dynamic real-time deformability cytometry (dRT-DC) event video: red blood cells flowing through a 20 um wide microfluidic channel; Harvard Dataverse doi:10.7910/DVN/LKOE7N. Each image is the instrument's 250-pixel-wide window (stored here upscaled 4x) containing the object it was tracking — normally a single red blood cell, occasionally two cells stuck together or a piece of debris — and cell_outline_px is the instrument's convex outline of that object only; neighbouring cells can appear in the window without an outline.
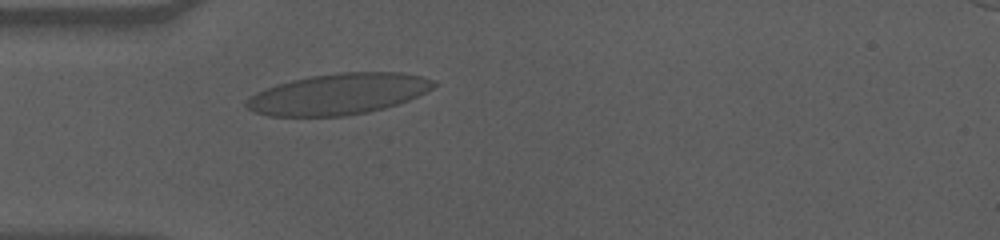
{"species": "human", "species_latin": "Homo sapiens", "temperature_condition": "cold", "stored_images_in_passage": 45, "camera_frame_rate_fps": 3000, "um_per_image_px": 0.085, "donor": {"sex": "male"}, "frame": {"image": 1, "passage_image": 5, "time_ms": 1.333, "image_size_px": [1000, 240], "cell_outline_px": [[436, 84], [432, 88], [408, 100], [384, 108], [368, 112], [344, 116], [268, 116], [256, 112], [248, 108], [244, 104], [256, 92], [276, 84], [292, 80], [312, 76], [340, 72], [400, 72], [420, 76], [436, 80]], "centroid_in_image_um": [28.77, 7.99], "position_along_channel_um": 56.2, "area_um2": 44.45}}
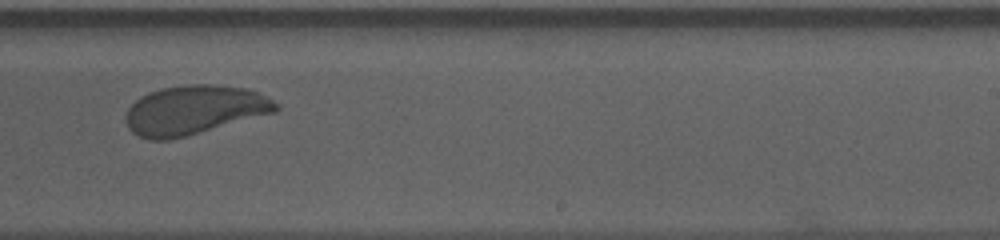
{"frame": {"image": 2, "passage_image": 24, "time_ms": 7.667, "image_size_px": [1000, 240], "cell_outline_px": [[280, 108], [276, 112], [188, 136], [168, 140], [148, 140], [132, 132], [128, 128], [128, 108], [140, 96], [148, 92], [160, 88], [192, 84], [216, 84], [248, 88], [272, 100]], "centroid_in_image_um": [16.52, 9.35], "position_along_channel_um": 272.5, "area_um2": 42.95}}
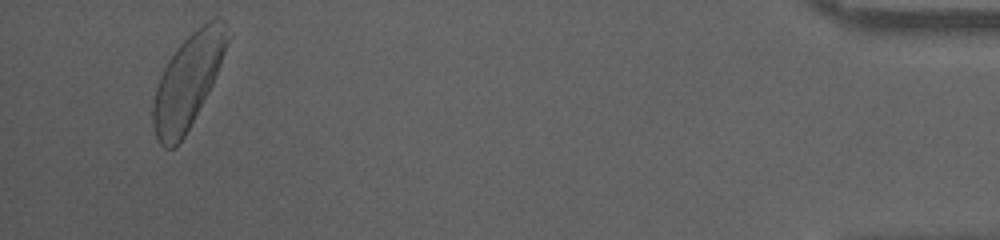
{"frame": {"image": 3, "passage_image": 43, "time_ms": 14.0, "image_size_px": [1000, 240], "cell_outline_px": [[232, 36], [212, 84], [208, 92], [184, 136], [176, 148], [164, 148], [156, 140], [152, 124], [152, 100], [160, 76], [168, 60], [180, 44], [192, 32], [208, 20], [216, 16], [220, 16], [224, 20], [232, 32]], "centroid_in_image_um": [15.98, 6.86], "position_along_channel_um": 419.2, "area_um2": 40.81}, "authors_computed_cell_mechanics": {"area_um2": 42.8298, "velocity_mm_per_s": 3.5036, "shape_relaxation_time_tau1_ms": 6.2478, "shape_relaxation_time_tau2_ms": null, "deformation_change_tau1": 0.19, "deformation_change_tau2": null}}